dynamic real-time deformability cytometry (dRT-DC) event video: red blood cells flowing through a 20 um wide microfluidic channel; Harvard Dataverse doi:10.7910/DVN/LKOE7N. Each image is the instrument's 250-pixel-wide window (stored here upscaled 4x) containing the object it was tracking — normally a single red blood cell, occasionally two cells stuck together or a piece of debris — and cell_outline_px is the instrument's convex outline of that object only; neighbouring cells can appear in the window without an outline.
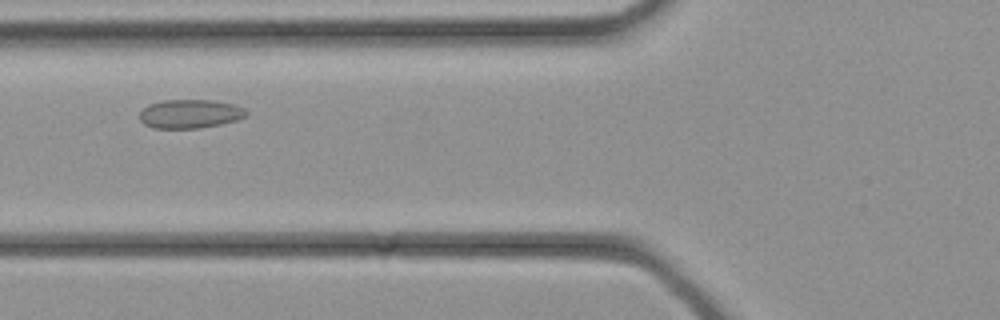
{"species": "common noctule bat (a hibernating species)", "species_latin": "Nyctalus noctula", "temperature_condition": "cold", "stored_images_in_passage": 25, "camera_frame_rate_fps": 3000, "um_per_image_px": 0.085, "animal": {"sex": "female", "body_mass_g": 21.9}, "frame": {"image": 1, "passage_image": 4, "time_ms": 1.0, "image_size_px": [1000, 320], "cell_outline_px": [[248, 116], [236, 120], [220, 124], [200, 128], [152, 128], [144, 124], [140, 120], [140, 112], [148, 104], [164, 100], [212, 100], [232, 104], [244, 108], [248, 112]], "centroid_in_image_um": [16.15, 9.68], "position_along_channel_um": 109.7, "area_um2": 17.92}}